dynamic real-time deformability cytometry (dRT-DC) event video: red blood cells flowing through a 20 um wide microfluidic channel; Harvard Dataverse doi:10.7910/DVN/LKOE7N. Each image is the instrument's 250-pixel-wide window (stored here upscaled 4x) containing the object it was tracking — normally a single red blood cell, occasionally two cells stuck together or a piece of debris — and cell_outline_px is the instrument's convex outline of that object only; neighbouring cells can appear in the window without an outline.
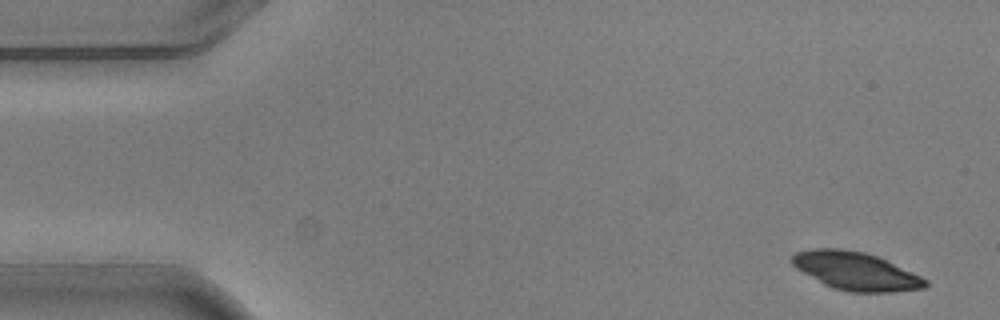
{"species": "common noctule bat (a hibernating species)", "species_latin": "Nyctalus noctula", "temperature_condition": "warm", "stored_images_in_passage": 8, "camera_frame_rate_fps": 3000, "um_per_image_px": 0.085, "animal": {"sex": "male", "body_mass_g": 20.5, "forearm_length_mm": 52.5}, "frame": {"image": 1, "passage_image": 1, "time_ms": 0.0, "image_size_px": [1000, 320], "cell_outline_px": [[928, 284], [924, 288], [892, 292], [848, 292], [832, 288], [824, 284], [796, 268], [792, 264], [792, 256], [796, 252], [812, 248], [840, 248], [864, 252], [876, 256], [920, 276], [928, 280]], "centroid_in_image_um": [72.72, 23.04], "position_along_channel_um": 12.3, "area_um2": 29.3}}